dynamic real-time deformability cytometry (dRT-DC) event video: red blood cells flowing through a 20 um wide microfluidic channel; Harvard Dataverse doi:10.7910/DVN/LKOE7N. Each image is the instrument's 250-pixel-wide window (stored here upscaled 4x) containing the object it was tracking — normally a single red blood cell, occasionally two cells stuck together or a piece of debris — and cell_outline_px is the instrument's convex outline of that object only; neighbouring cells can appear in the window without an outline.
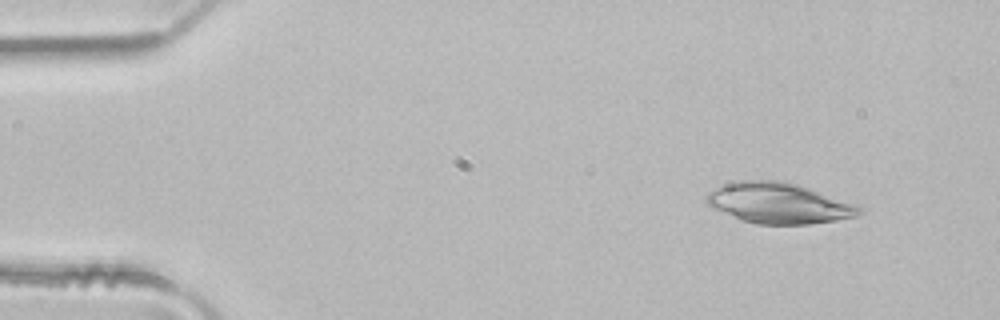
{"species": "common noctule bat (a hibernating species)", "species_latin": "Nyctalus noctula", "temperature_condition": "room temperature", "stored_images_in_passage": 5, "camera_frame_rate_fps": 3000, "um_per_image_px": 0.085, "animal": {"sex": "male", "body_mass_g": 21.5, "forearm_length_mm": 52.0}, "frame": {"image": 1, "passage_image": 5, "time_ms": 1.333, "image_size_px": [1000, 320], "cell_outline_px": [[864, 212], [856, 216], [836, 220], [808, 224], [756, 224], [740, 220], [712, 208], [704, 200], [708, 192], [712, 188], [724, 184], [744, 180], [780, 180], [796, 184], [856, 204], [864, 208]], "centroid_in_image_um": [66.17, 17.27], "position_along_channel_um": 18.8, "area_um2": 36.24}}